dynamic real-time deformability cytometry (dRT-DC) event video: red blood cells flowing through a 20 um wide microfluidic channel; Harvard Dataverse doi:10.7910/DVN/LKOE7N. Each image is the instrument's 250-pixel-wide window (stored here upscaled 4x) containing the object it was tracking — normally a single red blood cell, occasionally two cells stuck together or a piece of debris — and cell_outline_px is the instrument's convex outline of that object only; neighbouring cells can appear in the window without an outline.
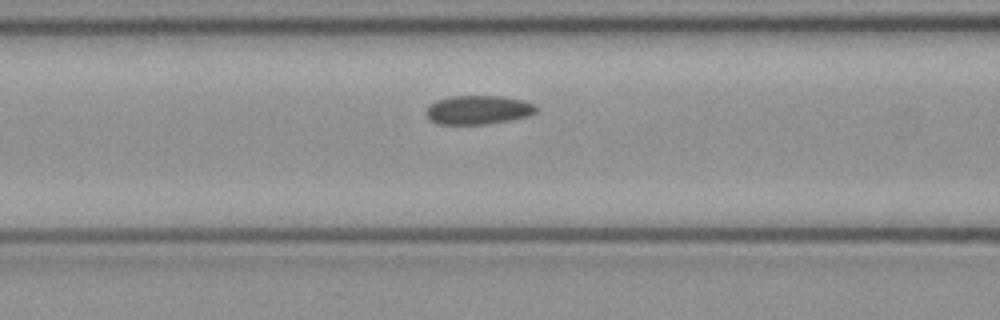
{"species": "common noctule bat (a hibernating species)", "species_latin": "Nyctalus noctula", "temperature_condition": "cold", "stored_images_in_passage": 36, "camera_frame_rate_fps": 3000, "um_per_image_px": 0.085, "animal": {"sex": "female", "body_mass_g": 21.9}, "frame": {"image": 1, "passage_image": 7, "time_ms": 2.0, "image_size_px": [1000, 320], "cell_outline_px": [[536, 112], [528, 116], [488, 124], [436, 124], [428, 120], [428, 108], [436, 100], [448, 96], [504, 96], [524, 100], [536, 104]], "centroid_in_image_um": [40.67, 9.33], "position_along_channel_um": 125.9, "area_um2": 18.55}}
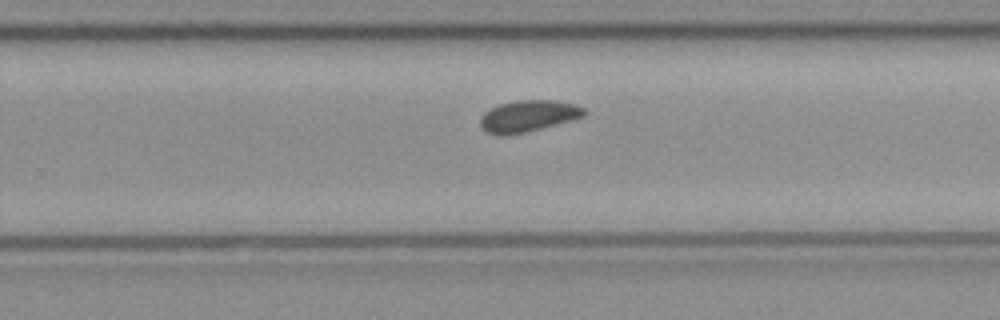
{"frame": {"image": 2, "passage_image": 19, "time_ms": 6.0, "image_size_px": [1000, 320], "cell_outline_px": [[588, 112], [584, 116], [572, 120], [528, 132], [508, 136], [496, 136], [484, 132], [480, 128], [480, 116], [484, 112], [500, 104], [516, 100], [556, 100], [572, 104], [584, 108]], "centroid_in_image_um": [44.85, 9.89], "position_along_channel_um": 285.0, "area_um2": 19.48}}
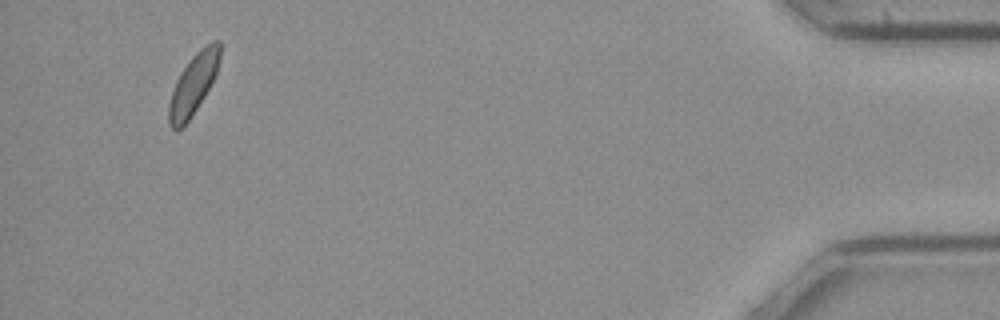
{"frame": {"image": 3, "passage_image": 35, "time_ms": 11.333, "image_size_px": [1000, 320], "cell_outline_px": [[224, 44], [220, 60], [216, 72], [204, 96], [188, 120], [176, 132], [168, 124], [168, 104], [176, 80], [180, 72], [188, 60], [200, 48], [212, 40], [220, 40]], "centroid_in_image_um": [16.45, 7.08], "position_along_channel_um": 418.7, "area_um2": 18.15}}